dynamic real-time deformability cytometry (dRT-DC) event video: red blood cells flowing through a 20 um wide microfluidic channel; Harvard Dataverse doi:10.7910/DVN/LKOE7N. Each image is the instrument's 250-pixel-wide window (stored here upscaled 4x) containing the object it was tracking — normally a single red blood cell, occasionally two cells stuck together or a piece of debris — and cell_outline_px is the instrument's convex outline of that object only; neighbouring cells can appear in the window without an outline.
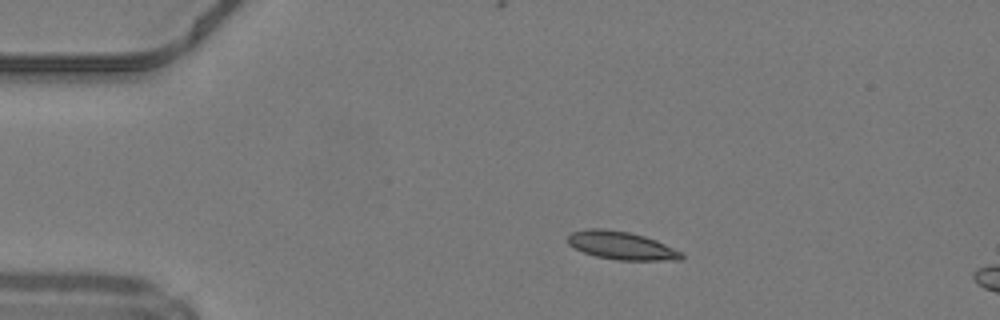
{"species": "common noctule bat (a hibernating species)", "species_latin": "Nyctalus noctula", "temperature_condition": "warm", "stored_images_in_passage": 40, "camera_frame_rate_fps": 3000, "um_per_image_px": 0.085, "animal": {"sex": "male", "body_mass_g": 19.2, "forearm_length_mm": 51.8}, "frame": {"image": 1, "passage_image": 1, "time_ms": 0.0, "image_size_px": [1000, 320], "cell_outline_px": [[684, 256], [680, 260], [616, 260], [596, 256], [584, 252], [568, 244], [568, 236], [572, 232], [588, 228], [604, 228], [628, 232], [644, 236], [656, 240], [684, 252]], "centroid_in_image_um": [52.85, 20.87], "position_along_channel_um": 32.1, "area_um2": 18.61}}
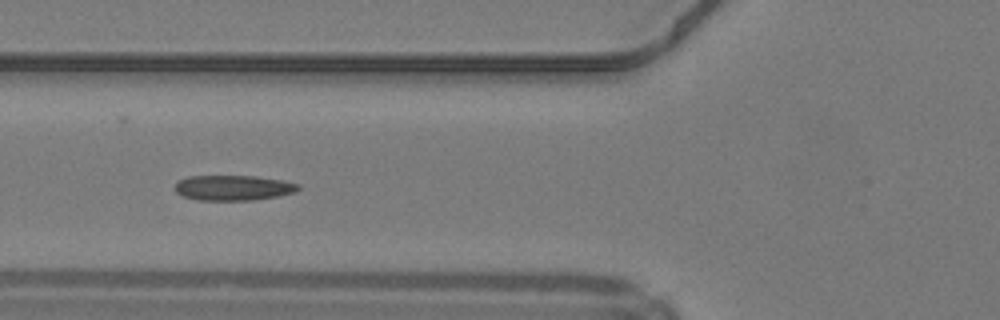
{"frame": {"image": 2, "passage_image": 10, "time_ms": 3.0, "image_size_px": [1000, 320], "cell_outline_px": [[300, 188], [296, 192], [256, 200], [196, 200], [180, 196], [176, 192], [176, 184], [180, 180], [188, 176], [256, 176], [280, 180], [300, 184]], "centroid_in_image_um": [19.82, 15.97], "position_along_channel_um": 106.0, "area_um2": 18.15}}
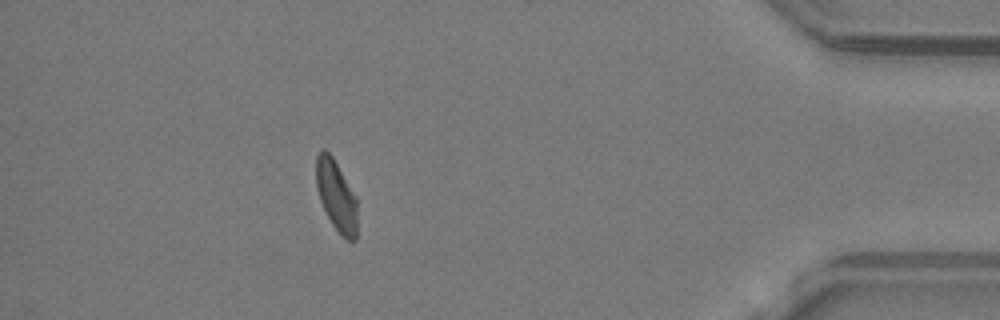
{"frame": {"image": 3, "passage_image": 35, "time_ms": 11.333, "image_size_px": [1000, 320], "cell_outline_px": [[356, 240], [348, 240], [332, 224], [320, 200], [316, 188], [316, 156], [320, 148], [324, 148], [332, 156], [356, 196]], "centroid_in_image_um": [28.56, 16.57], "position_along_channel_um": 406.6, "area_um2": 16.7}, "authors_computed_cell_mechanics": {"area_um2": 17.8313, "velocity_mm_per_s": 4.2134, "shape_relaxation_time_tau1_ms": null, "shape_relaxation_time_tau2_ms": 4.0415, "deformation_change_tau1": null, "deformation_change_tau2": 0.0926}}